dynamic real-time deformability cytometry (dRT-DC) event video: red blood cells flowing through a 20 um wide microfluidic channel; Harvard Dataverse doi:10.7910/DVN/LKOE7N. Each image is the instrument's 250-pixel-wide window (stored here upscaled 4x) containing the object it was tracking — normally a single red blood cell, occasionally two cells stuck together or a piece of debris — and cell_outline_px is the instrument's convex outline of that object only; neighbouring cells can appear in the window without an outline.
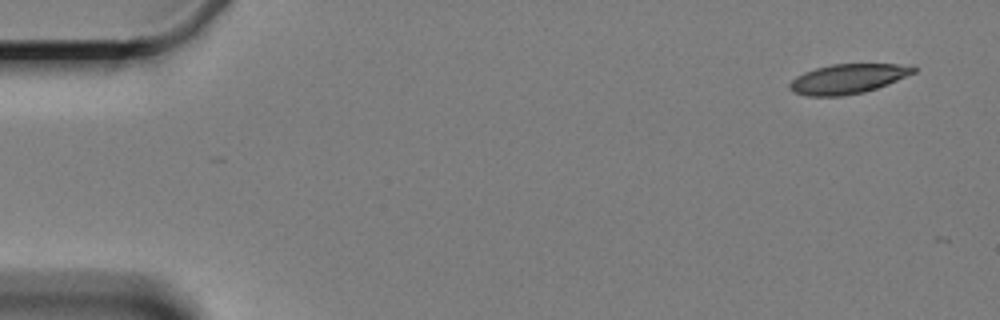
{"species": "Egyptian fruit bat (a non-hibernating species)", "species_latin": "Rousettus aegyptiacus", "temperature_condition": "cold", "stored_images_in_passage": 2, "camera_frame_rate_fps": 3000, "um_per_image_px": 0.085, "animal": {"sex": "female"}, "frame": {"image": 1, "passage_image": 1, "time_ms": 0.0, "image_size_px": [1000, 320], "cell_outline_px": [[920, 68], [916, 72], [888, 84], [864, 92], [844, 96], [808, 96], [792, 92], [788, 88], [788, 84], [796, 76], [804, 72], [816, 68], [832, 64], [912, 64]], "centroid_in_image_um": [72.1, 6.69], "position_along_channel_um": 12.9, "area_um2": 21.68}}